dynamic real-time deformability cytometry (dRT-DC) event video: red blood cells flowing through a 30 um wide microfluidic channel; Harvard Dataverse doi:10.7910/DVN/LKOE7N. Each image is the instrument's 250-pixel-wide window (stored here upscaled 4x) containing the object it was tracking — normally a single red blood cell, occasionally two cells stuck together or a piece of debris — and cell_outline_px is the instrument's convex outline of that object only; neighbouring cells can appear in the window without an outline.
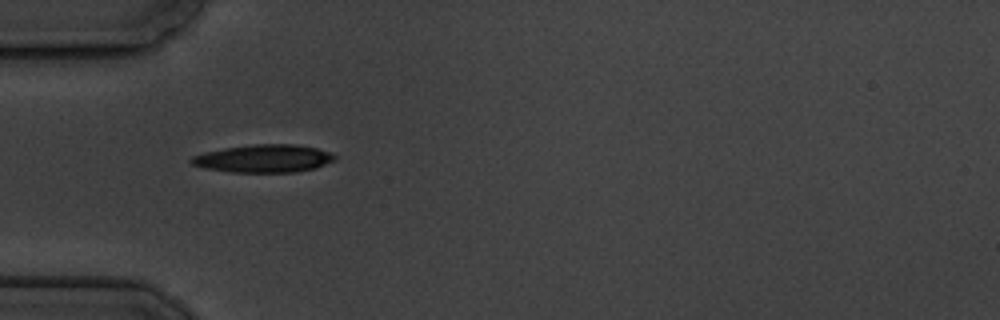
{"species": "common noctule bat (a hibernating species)", "species_latin": "Nyctalus noctula", "temperature_condition": "cold", "stored_images_in_passage": 3, "camera_frame_rate_fps": 3000, "um_per_image_px": 0.085, "animal": {"sex": "male", "body_mass_g": 19.5, "forearm_length_mm": 54.6}, "frame": {"image": 1, "passage_image": 1, "time_ms": 0.0, "image_size_px": [1000, 320], "cell_outline_px": [[336, 160], [312, 168], [292, 172], [232, 172], [208, 168], [192, 164], [188, 160], [192, 156], [204, 152], [224, 148], [252, 144], [292, 144], [316, 148], [328, 152], [336, 156]], "centroid_in_image_um": [22.38, 13.46], "position_along_channel_um": 62.6, "area_um2": 22.95}}
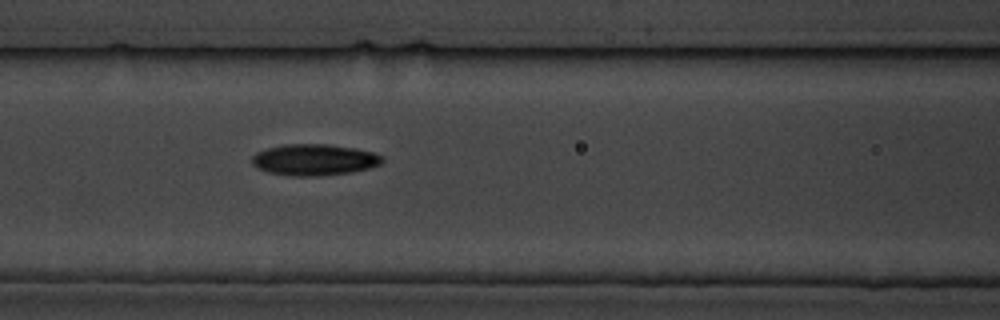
{"frame": {"image": 2, "passage_image": 3, "time_ms": 2.333, "image_size_px": [1000, 320], "cell_outline_px": [[384, 160], [380, 164], [368, 168], [352, 172], [320, 176], [292, 176], [268, 172], [256, 168], [252, 164], [252, 156], [256, 152], [268, 148], [284, 144], [328, 144], [356, 148], [372, 152], [384, 156]], "centroid_in_image_um": [26.71, 13.58], "position_along_channel_um": 139.9, "area_um2": 23.93}}